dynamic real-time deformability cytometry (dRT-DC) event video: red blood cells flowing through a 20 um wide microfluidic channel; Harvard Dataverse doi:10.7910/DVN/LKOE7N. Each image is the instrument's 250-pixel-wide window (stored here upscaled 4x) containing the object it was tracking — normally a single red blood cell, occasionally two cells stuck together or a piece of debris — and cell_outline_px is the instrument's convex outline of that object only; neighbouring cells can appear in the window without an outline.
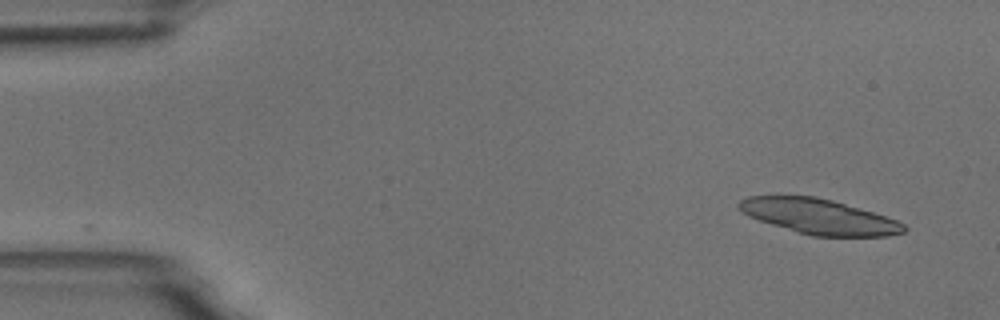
{"species": "common noctule bat (a hibernating species)", "species_latin": "Nyctalus noctula", "temperature_condition": "room temperature", "stored_images_in_passage": 5, "camera_frame_rate_fps": 3000, "um_per_image_px": 0.085, "animal": {"sex": "male", "body_mass_g": 18.8}, "frame": {"image": 1, "passage_image": 1, "time_ms": 0.0, "image_size_px": [1000, 320], "cell_outline_px": [[908, 228], [904, 232], [888, 236], [812, 236], [772, 224], [748, 216], [740, 212], [736, 208], [736, 204], [740, 200], [748, 196], [816, 196], [832, 200], [872, 212], [896, 220], [904, 224]], "centroid_in_image_um": [69.58, 18.4], "position_along_channel_um": 15.4, "area_um2": 33.52}}
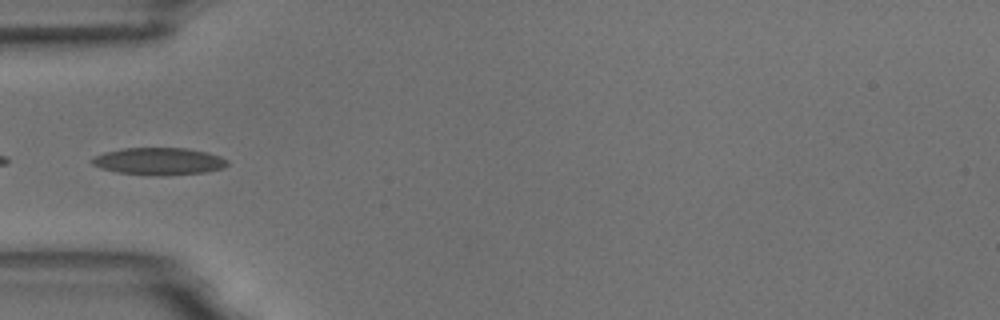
{"frame": {"image": 2, "passage_image": 5, "time_ms": 4.667, "image_size_px": [1000, 320], "cell_outline_px": [[228, 164], [224, 168], [208, 172], [160, 176], [156, 176], [116, 172], [100, 168], [92, 164], [88, 160], [104, 152], [124, 148], [188, 148], [208, 152], [220, 156], [228, 160]], "centroid_in_image_um": [13.52, 13.71], "position_along_channel_um": 71.5, "area_um2": 21.79}}